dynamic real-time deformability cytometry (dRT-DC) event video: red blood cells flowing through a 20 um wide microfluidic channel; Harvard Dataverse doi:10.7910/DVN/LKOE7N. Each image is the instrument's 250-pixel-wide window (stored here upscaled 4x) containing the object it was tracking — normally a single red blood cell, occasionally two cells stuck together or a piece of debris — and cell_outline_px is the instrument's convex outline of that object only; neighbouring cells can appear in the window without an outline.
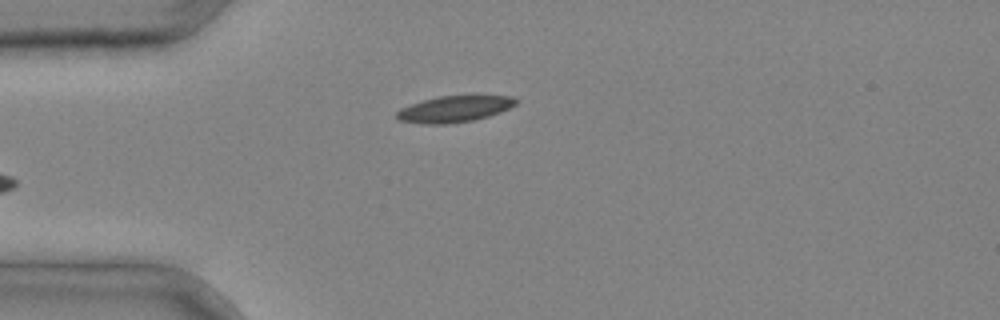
{"species": "common noctule bat (a hibernating species)", "species_latin": "Nyctalus noctula", "temperature_condition": "cold", "stored_images_in_passage": 4, "camera_frame_rate_fps": 3000, "um_per_image_px": 0.085, "animal": {"sex": "male", "body_mass_g": 20.4}, "frame": {"image": 1, "passage_image": 4, "time_ms": 1.0, "image_size_px": [1000, 320], "cell_outline_px": [[520, 100], [516, 104], [500, 112], [488, 116], [472, 120], [448, 124], [420, 124], [400, 120], [396, 116], [396, 112], [400, 108], [424, 100], [440, 96], [512, 96]], "centroid_in_image_um": [38.62, 9.27], "position_along_channel_um": 46.4, "area_um2": 18.09}}